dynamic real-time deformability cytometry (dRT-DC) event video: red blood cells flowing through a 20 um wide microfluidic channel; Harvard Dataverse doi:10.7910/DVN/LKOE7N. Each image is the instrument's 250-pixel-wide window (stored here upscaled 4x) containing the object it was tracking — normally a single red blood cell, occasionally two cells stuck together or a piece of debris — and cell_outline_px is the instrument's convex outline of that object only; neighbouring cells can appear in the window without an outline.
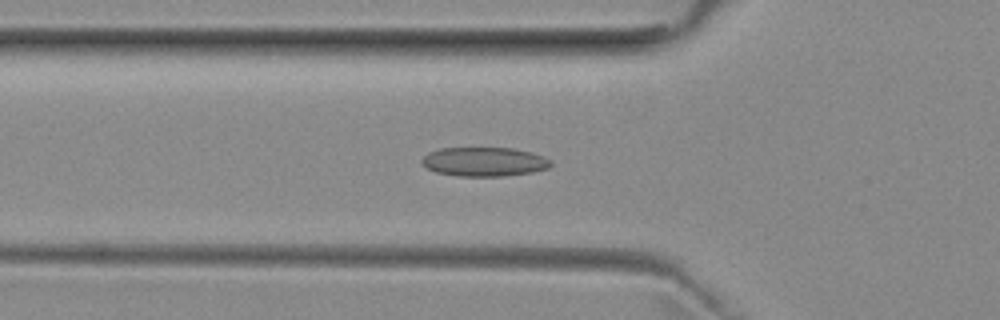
{"species": "common noctule bat (a hibernating species)", "species_latin": "Nyctalus noctula", "temperature_condition": "room temperature", "stored_images_in_passage": 51, "camera_frame_rate_fps": 3000, "um_per_image_px": 0.085, "animal": {"sex": "female", "body_mass_g": 29.2, "forearm_length_mm": 56.3}, "frame": {"image": 1, "passage_image": 17, "time_ms": 5.333, "image_size_px": [1000, 320], "cell_outline_px": [[552, 164], [548, 168], [532, 172], [504, 176], [456, 176], [436, 172], [420, 164], [420, 160], [428, 152], [440, 148], [512, 148], [532, 152], [544, 156], [552, 160]], "centroid_in_image_um": [41.15, 13.74], "position_along_channel_um": 84.6, "area_um2": 22.08}}
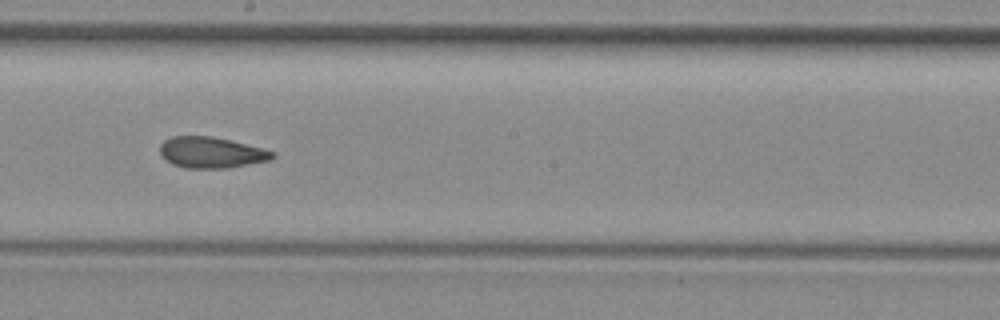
{"frame": {"image": 2, "passage_image": 28, "time_ms": 9.0, "image_size_px": [1000, 320], "cell_outline_px": [[276, 156], [268, 160], [228, 168], [184, 168], [172, 164], [160, 152], [160, 144], [164, 140], [172, 136], [212, 136], [264, 148], [276, 152]], "centroid_in_image_um": [17.97, 12.96], "position_along_channel_um": 230.2, "area_um2": 20.29}}
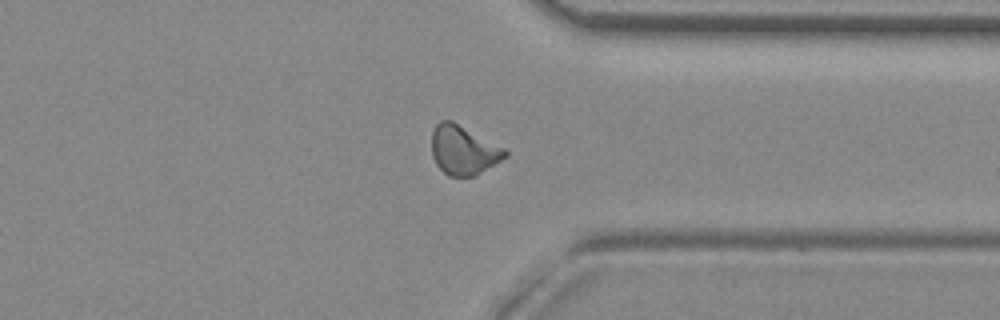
{"frame": {"image": 3, "passage_image": 39, "time_ms": 12.667, "image_size_px": [1000, 320], "cell_outline_px": [[508, 156], [476, 176], [448, 176], [436, 164], [432, 156], [432, 132], [436, 124], [440, 120], [452, 120], [504, 148], [508, 152]], "centroid_in_image_um": [39.39, 12.76], "position_along_channel_um": 372.0, "area_um2": 21.04}, "authors_computed_cell_mechanics": {"area_um2": 20.808, "velocity_mm_per_s": 3.9518, "shape_relaxation_time_tau1_ms": null, "shape_relaxation_time_tau2_ms": 3.2918, "deformation_change_tau1": null, "deformation_change_tau2": 0.0742}}